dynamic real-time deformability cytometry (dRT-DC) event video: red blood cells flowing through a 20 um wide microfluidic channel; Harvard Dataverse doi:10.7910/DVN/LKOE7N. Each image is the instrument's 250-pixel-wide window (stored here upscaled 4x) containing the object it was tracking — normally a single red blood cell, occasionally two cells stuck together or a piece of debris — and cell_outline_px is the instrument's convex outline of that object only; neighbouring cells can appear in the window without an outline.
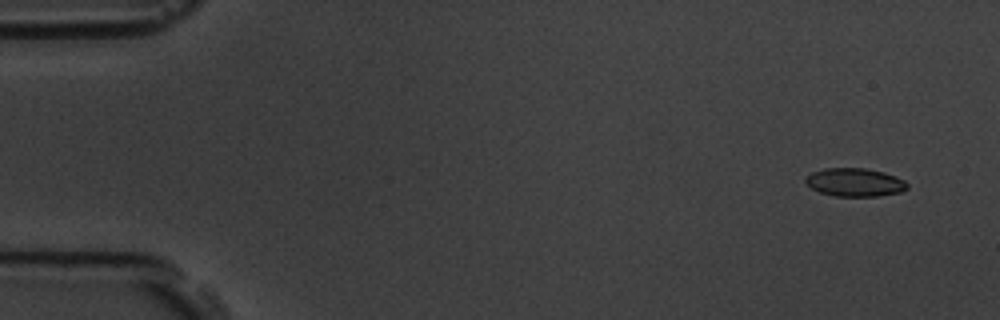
{"species": "common noctule bat (a hibernating species)", "species_latin": "Nyctalus noctula", "temperature_condition": "room temperature", "stored_images_in_passage": 6, "camera_frame_rate_fps": 3000, "um_per_image_px": 0.085, "animal": {"sex": "male", "body_mass_g": 19.5, "forearm_length_mm": 54.6}, "frame": {"image": 1, "passage_image": 2, "time_ms": 1.0, "image_size_px": [1000, 320], "cell_outline_px": [[908, 188], [900, 192], [880, 196], [836, 196], [820, 192], [812, 188], [804, 180], [812, 172], [824, 168], [864, 168], [884, 172], [904, 180], [908, 184]], "centroid_in_image_um": [72.68, 15.49], "position_along_channel_um": 12.3, "area_um2": 16.65}}
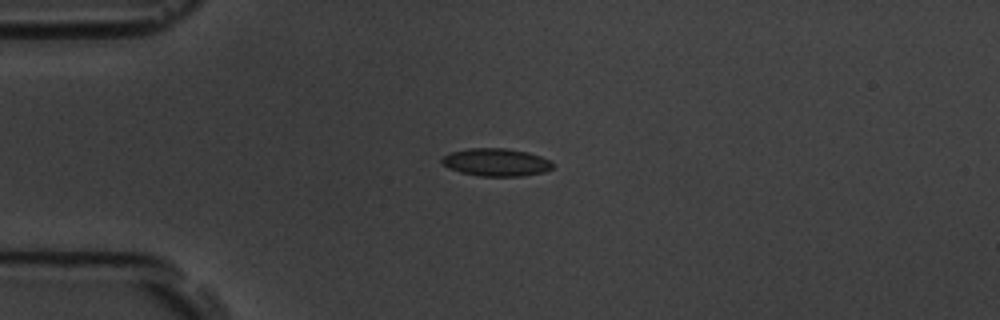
{"frame": {"image": 2, "passage_image": 5, "time_ms": 4.667, "image_size_px": [1000, 320], "cell_outline_px": [[552, 168], [544, 172], [524, 176], [480, 176], [460, 172], [448, 168], [440, 160], [444, 156], [452, 152], [468, 148], [504, 148], [528, 152], [540, 156], [548, 160], [552, 164]], "centroid_in_image_um": [42.16, 13.79], "position_along_channel_um": 42.8, "area_um2": 17.8}}